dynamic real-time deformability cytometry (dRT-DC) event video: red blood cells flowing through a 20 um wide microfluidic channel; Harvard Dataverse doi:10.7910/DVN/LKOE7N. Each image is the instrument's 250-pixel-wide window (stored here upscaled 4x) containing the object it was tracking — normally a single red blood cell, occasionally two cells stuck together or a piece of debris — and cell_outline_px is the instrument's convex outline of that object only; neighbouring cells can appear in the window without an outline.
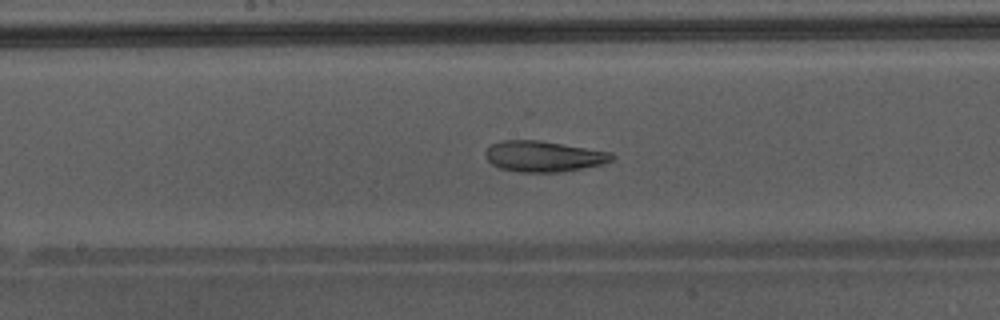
{"species": "Egyptian fruit bat (a non-hibernating species)", "species_latin": "Rousettus aegyptiacus", "temperature_condition": "warm", "stored_images_in_passage": 39, "camera_frame_rate_fps": 3000, "um_per_image_px": 0.085, "animal": {"sex": "male"}, "frame": {"image": 1, "passage_image": 17, "time_ms": 5.333, "image_size_px": [1000, 320], "cell_outline_px": [[616, 156], [612, 160], [600, 164], [560, 172], [520, 172], [500, 168], [492, 164], [484, 156], [484, 152], [492, 144], [504, 140], [540, 140], [612, 152]], "centroid_in_image_um": [46.19, 13.28], "position_along_channel_um": 202.0, "area_um2": 22.6}, "authors_computed_cell_mechanics": {"area_um2": 25.0852, "velocity_mm_per_s": 4.3463, "shape_relaxation_time_tau1_ms": null, "shape_relaxation_time_tau2_ms": 2.5074, "deformation_change_tau1": null, "deformation_change_tau2": 0.0972}}